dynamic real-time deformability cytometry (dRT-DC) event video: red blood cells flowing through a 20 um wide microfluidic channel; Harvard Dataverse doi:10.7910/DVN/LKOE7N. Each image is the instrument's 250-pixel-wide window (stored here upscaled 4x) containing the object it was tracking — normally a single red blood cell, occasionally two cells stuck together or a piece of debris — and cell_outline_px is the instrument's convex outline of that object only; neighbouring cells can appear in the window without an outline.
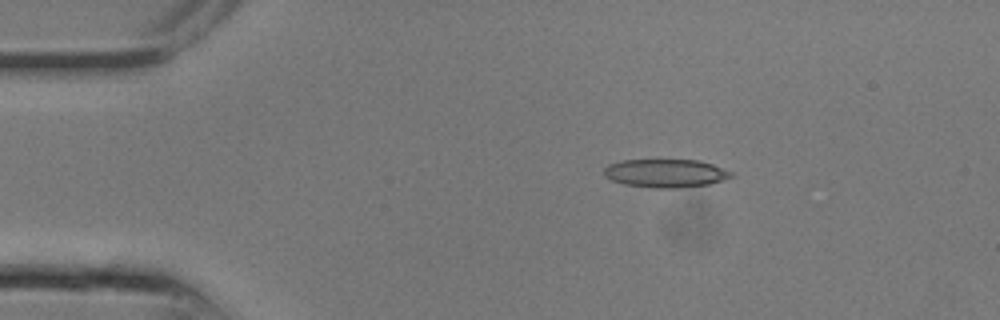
{"species": "common noctule bat (a hibernating species)", "species_latin": "Nyctalus noctula", "temperature_condition": "room temperature", "stored_images_in_passage": 7, "camera_frame_rate_fps": 3000, "um_per_image_px": 0.085, "animal": {"sex": "male", "body_mass_g": 13.3}, "frame": {"image": 1, "passage_image": 4, "time_ms": 1.0, "image_size_px": [1000, 320], "cell_outline_px": [[736, 176], [724, 180], [708, 184], [680, 188], [652, 188], [624, 184], [612, 180], [604, 176], [604, 168], [608, 164], [620, 160], [700, 160], [712, 164], [732, 172]], "centroid_in_image_um": [56.58, 14.73], "position_along_channel_um": 28.4, "area_um2": 21.15}}